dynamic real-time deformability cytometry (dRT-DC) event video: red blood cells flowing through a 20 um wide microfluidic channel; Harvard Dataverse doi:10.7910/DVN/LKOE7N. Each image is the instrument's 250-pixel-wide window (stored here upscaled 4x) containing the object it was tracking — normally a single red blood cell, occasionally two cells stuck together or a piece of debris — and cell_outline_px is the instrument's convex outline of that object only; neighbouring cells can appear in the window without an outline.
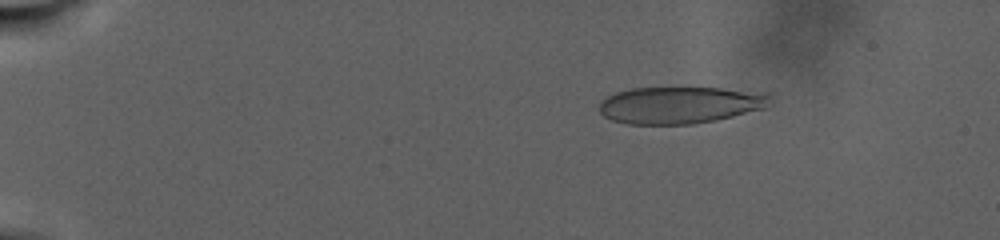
{"species": "human", "species_latin": "Homo sapiens", "temperature_condition": "warm", "stored_images_in_passage": 80, "camera_frame_rate_fps": 3000, "um_per_image_px": 0.085, "donor": {"sex": "male"}, "frame": {"image": 1, "passage_image": 22, "time_ms": 5.0, "image_size_px": [1000, 240], "cell_outline_px": [[768, 96], [764, 108], [716, 120], [692, 124], [628, 124], [612, 120], [604, 116], [600, 112], [600, 100], [616, 92], [632, 88], [720, 88]], "centroid_in_image_um": [57.63, 8.94], "position_along_channel_um": 27.4, "area_um2": 35.84}}
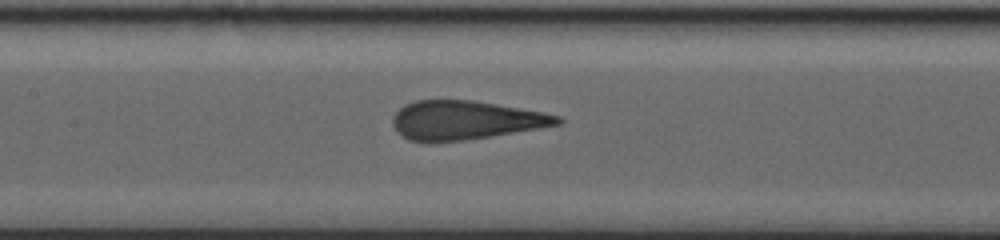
{"frame": {"image": 2, "passage_image": 45, "time_ms": 16.333, "image_size_px": [1000, 240], "cell_outline_px": [[564, 120], [560, 124], [464, 140], [408, 140], [396, 132], [392, 124], [392, 120], [396, 112], [404, 104], [416, 100], [472, 100], [544, 112], [560, 116]], "centroid_in_image_um": [39.53, 10.19], "position_along_channel_um": 167.9, "area_um2": 36.59}}
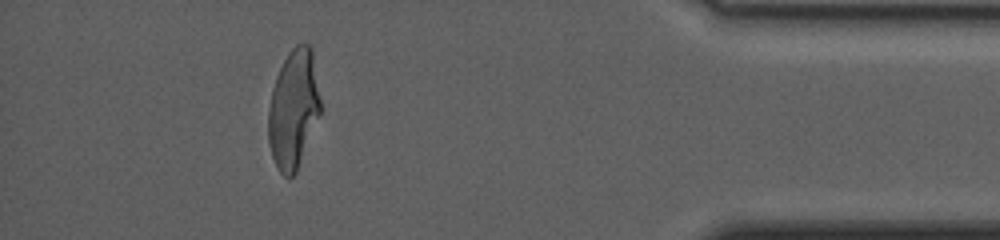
{"frame": {"image": 3, "passage_image": 71, "time_ms": 29.0, "image_size_px": [1000, 240], "cell_outline_px": [[320, 116], [296, 172], [288, 180], [280, 172], [272, 156], [268, 140], [268, 108], [272, 88], [276, 76], [288, 52], [296, 44], [308, 44], [312, 48], [320, 100]], "centroid_in_image_um": [24.94, 9.28], "position_along_channel_um": 410.3, "area_um2": 36.13}}